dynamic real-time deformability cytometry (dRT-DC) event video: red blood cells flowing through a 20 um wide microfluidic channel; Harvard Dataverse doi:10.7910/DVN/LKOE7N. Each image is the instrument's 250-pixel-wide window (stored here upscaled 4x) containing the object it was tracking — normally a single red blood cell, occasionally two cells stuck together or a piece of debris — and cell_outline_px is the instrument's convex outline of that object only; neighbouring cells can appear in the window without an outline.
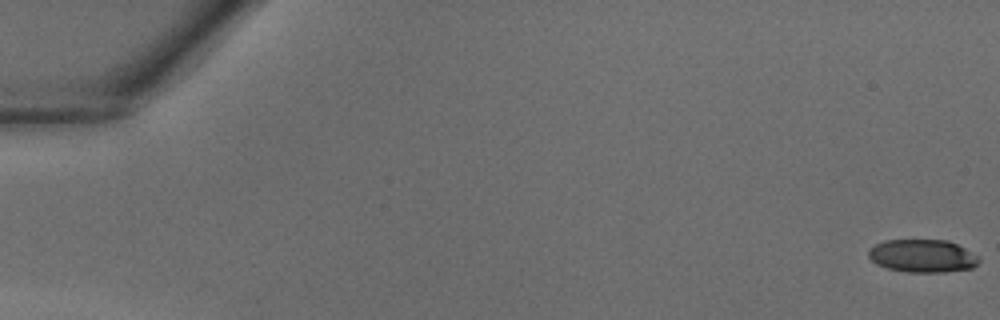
{"species": "common noctule bat (a hibernating species)", "species_latin": "Nyctalus noctula", "temperature_condition": "warm", "stored_images_in_passage": 37, "camera_frame_rate_fps": 3000, "um_per_image_px": 0.085, "animal": {"sex": "male", "body_mass_g": 18.8}, "frame": {"image": 1, "passage_image": 1, "time_ms": 0.0, "image_size_px": [1000, 320], "cell_outline_px": [[980, 260], [972, 268], [944, 272], [908, 272], [888, 268], [876, 264], [868, 256], [868, 252], [876, 244], [884, 240], [948, 240], [980, 256]], "centroid_in_image_um": [78.43, 21.75], "position_along_channel_um": 6.6, "area_um2": 21.1}}
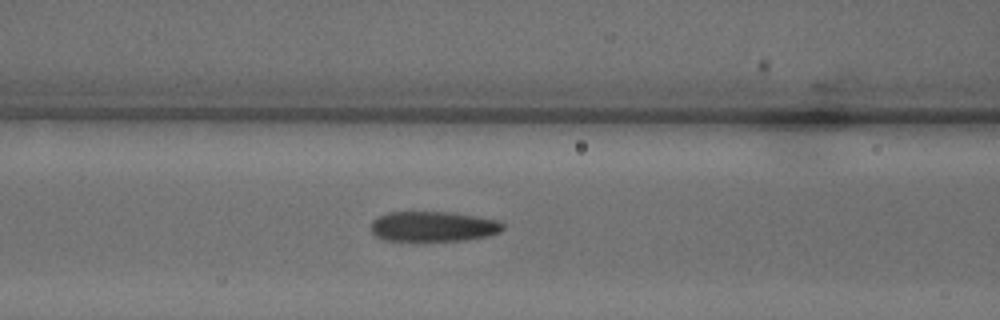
{"frame": {"image": 2, "passage_image": 18, "time_ms": 5.667, "image_size_px": [1000, 320], "cell_outline_px": [[504, 228], [500, 232], [488, 236], [464, 240], [412, 244], [384, 240], [376, 236], [372, 232], [372, 220], [388, 212], [452, 212], [476, 216], [496, 220], [504, 224]], "centroid_in_image_um": [36.79, 19.3], "position_along_channel_um": 129.8, "area_um2": 24.16}}
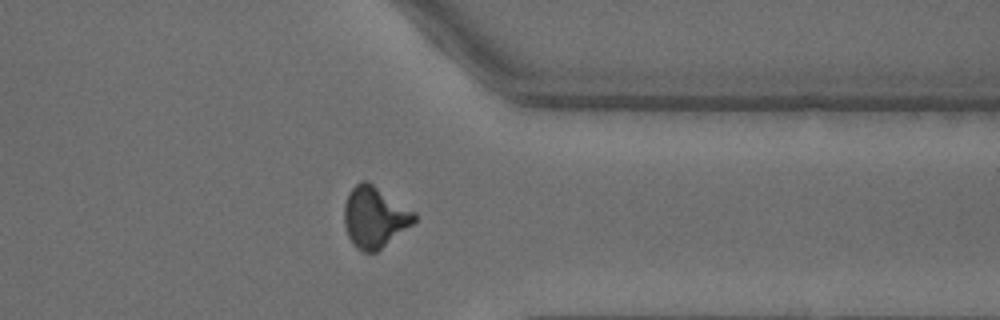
{"frame": {"image": 3, "passage_image": 33, "time_ms": 10.667, "image_size_px": [1000, 320], "cell_outline_px": [[416, 220], [412, 224], [376, 252], [360, 252], [352, 244], [348, 236], [344, 224], [344, 204], [348, 192], [360, 180], [368, 180], [416, 212]], "centroid_in_image_um": [31.82, 18.43], "position_along_channel_um": 379.6, "area_um2": 25.14}}